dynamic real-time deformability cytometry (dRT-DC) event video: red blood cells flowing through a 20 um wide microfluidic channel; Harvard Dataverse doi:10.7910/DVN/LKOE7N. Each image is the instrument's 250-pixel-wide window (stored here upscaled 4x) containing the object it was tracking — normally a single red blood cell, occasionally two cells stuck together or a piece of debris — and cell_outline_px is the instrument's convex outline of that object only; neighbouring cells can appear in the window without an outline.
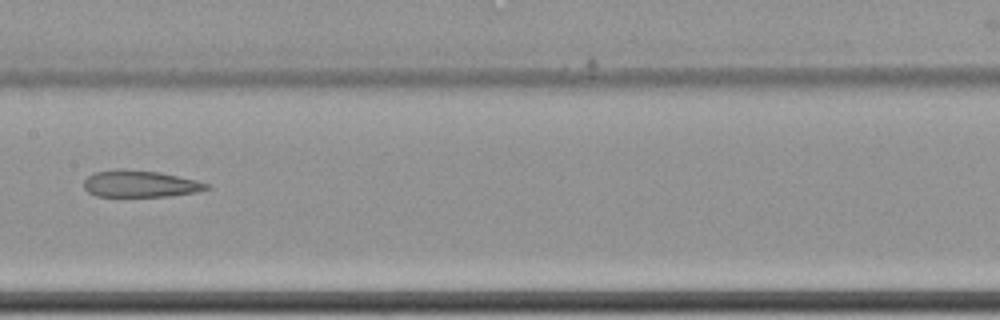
{"species": "common noctule bat (a hibernating species)", "species_latin": "Nyctalus noctula", "temperature_condition": "cold", "stored_images_in_passage": 12, "camera_frame_rate_fps": 3000, "um_per_image_px": 0.085, "animal": {"sex": "female", "body_mass_g": 22.7, "forearm_length_mm": 54.2}, "frame": {"image": 1, "passage_image": 9, "time_ms": 2.667, "image_size_px": [1000, 320], "cell_outline_px": [[212, 188], [196, 192], [172, 196], [96, 196], [88, 192], [84, 188], [84, 180], [92, 172], [120, 168], [124, 168], [160, 172], [196, 180], [212, 184]], "centroid_in_image_um": [11.93, 15.61], "position_along_channel_um": 195.5, "area_um2": 19.48}}
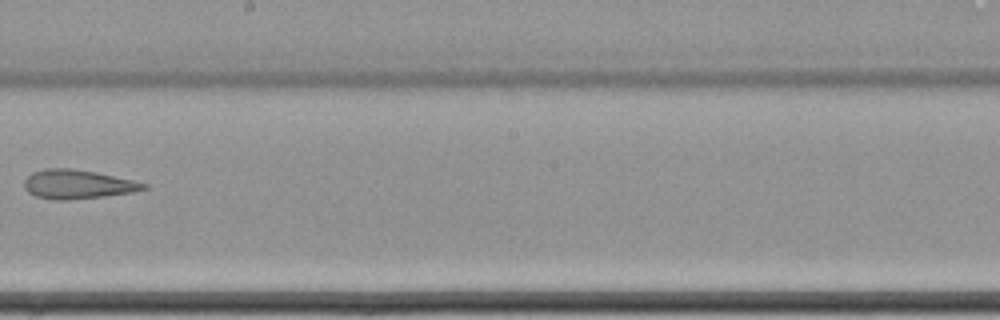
{"frame": {"image": 2, "passage_image": 10, "time_ms": 3.0, "image_size_px": [1000, 320], "cell_outline_px": [[148, 188], [132, 192], [104, 196], [68, 200], [52, 200], [36, 196], [28, 192], [24, 188], [24, 180], [32, 172], [44, 168], [72, 168], [96, 172], [132, 180], [148, 184]], "centroid_in_image_um": [6.56, 15.66], "position_along_channel_um": 241.6, "area_um2": 20.23}}